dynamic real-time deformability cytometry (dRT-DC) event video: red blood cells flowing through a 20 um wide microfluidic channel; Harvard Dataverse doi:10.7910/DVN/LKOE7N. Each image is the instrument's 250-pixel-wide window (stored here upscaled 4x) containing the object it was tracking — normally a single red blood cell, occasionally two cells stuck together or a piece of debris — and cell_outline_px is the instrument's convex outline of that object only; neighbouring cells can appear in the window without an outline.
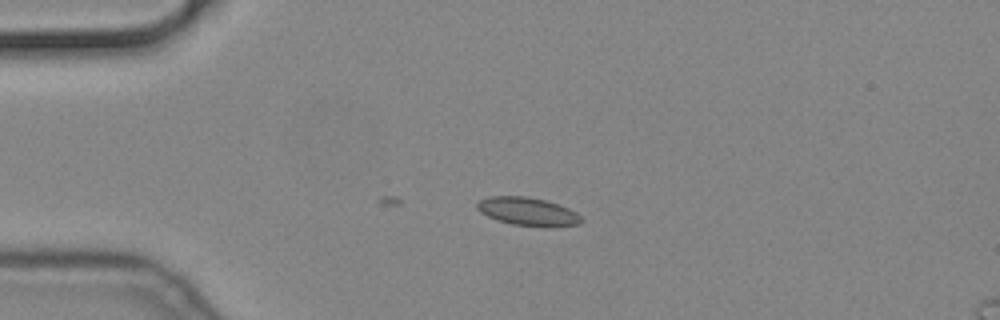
{"species": "common noctule bat (a hibernating species)", "species_latin": "Nyctalus noctula", "temperature_condition": "cold", "stored_images_in_passage": 10, "camera_frame_rate_fps": 3000, "um_per_image_px": 0.085, "animal": {"sex": "male", "body_mass_g": 19.2, "forearm_length_mm": 51.8}, "frame": {"image": 1, "passage_image": 1, "time_ms": 0.0, "image_size_px": [1000, 320], "cell_outline_px": [[584, 220], [580, 224], [544, 228], [512, 224], [488, 216], [480, 212], [476, 208], [476, 204], [480, 200], [488, 196], [528, 196], [544, 200], [568, 208], [576, 212]], "centroid_in_image_um": [44.88, 17.99], "position_along_channel_um": 40.1, "area_um2": 17.22}}
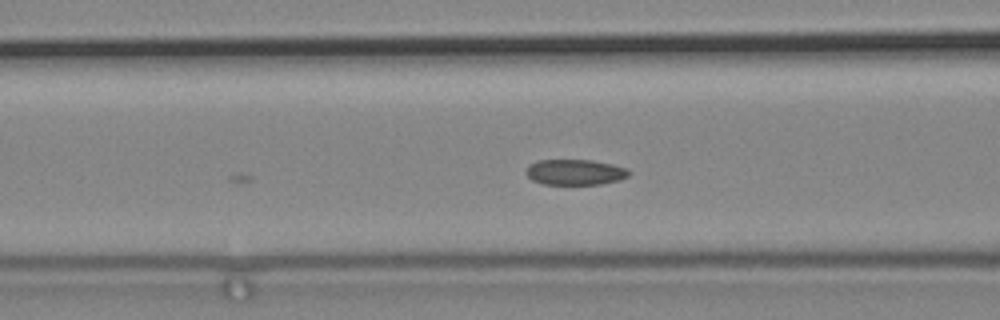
{"frame": {"image": 2, "passage_image": 10, "time_ms": 3.0, "image_size_px": [1000, 320], "cell_outline_px": [[632, 172], [628, 176], [620, 180], [600, 184], [544, 184], [532, 180], [524, 172], [528, 164], [536, 160], [592, 160], [612, 164], [628, 168]], "centroid_in_image_um": [48.88, 14.62], "position_along_channel_um": 117.7, "area_um2": 15.55}}